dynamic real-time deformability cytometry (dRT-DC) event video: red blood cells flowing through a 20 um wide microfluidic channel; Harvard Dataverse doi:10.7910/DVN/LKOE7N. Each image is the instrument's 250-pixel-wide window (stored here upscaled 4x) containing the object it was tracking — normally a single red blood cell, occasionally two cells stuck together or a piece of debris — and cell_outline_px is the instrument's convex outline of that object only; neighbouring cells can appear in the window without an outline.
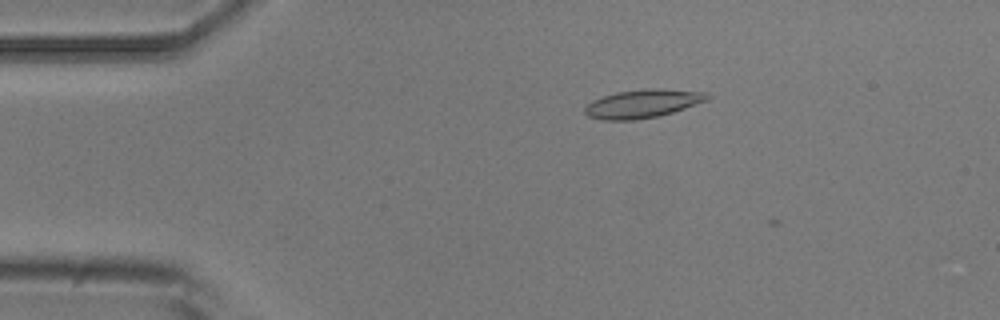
{"species": "common noctule bat (a hibernating species)", "species_latin": "Nyctalus noctula", "temperature_condition": "room temperature", "stored_images_in_passage": 4, "camera_frame_rate_fps": 3000, "um_per_image_px": 0.085, "animal": {"sex": "male", "body_mass_g": 20.5, "forearm_length_mm": 52.5}, "frame": {"image": 1, "passage_image": 3, "time_ms": 2.333, "image_size_px": [1000, 320], "cell_outline_px": [[712, 96], [708, 100], [660, 116], [636, 120], [604, 120], [588, 116], [584, 112], [584, 108], [592, 100], [616, 92], [648, 88], [660, 88], [708, 92]], "centroid_in_image_um": [54.66, 8.8], "position_along_channel_um": 30.3, "area_um2": 20.4}}